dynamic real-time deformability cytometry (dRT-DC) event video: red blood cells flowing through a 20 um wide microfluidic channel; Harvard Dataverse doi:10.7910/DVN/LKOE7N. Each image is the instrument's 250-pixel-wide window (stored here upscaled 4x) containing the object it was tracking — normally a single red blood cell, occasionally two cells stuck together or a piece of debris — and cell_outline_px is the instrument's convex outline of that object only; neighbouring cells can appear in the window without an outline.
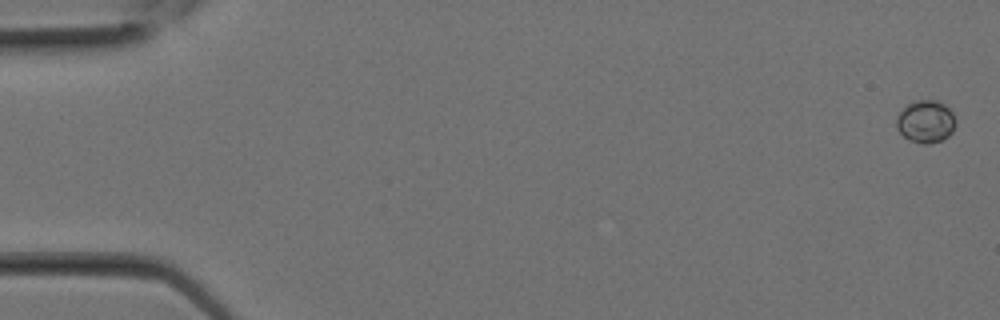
{"species": "Egyptian fruit bat (a non-hibernating species)", "species_latin": "Rousettus aegyptiacus", "temperature_condition": "room temperature", "stored_images_in_passage": 16, "camera_frame_rate_fps": 3000, "um_per_image_px": 0.085, "animal": {"sex": "female"}, "frame": {"image": 1, "passage_image": 1, "time_ms": 0.0, "image_size_px": [1000, 320], "cell_outline_px": [[956, 124], [952, 132], [948, 136], [932, 144], [924, 144], [908, 140], [896, 128], [896, 120], [900, 112], [912, 100], [936, 100], [944, 104], [952, 112], [956, 120]], "centroid_in_image_um": [78.69, 10.33], "position_along_channel_um": 6.3, "area_um2": 14.74}}
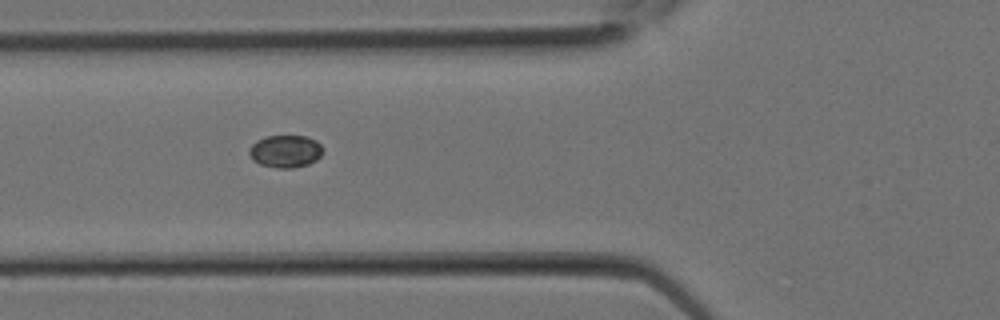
{"frame": {"image": 2, "passage_image": 10, "time_ms": 3.0, "image_size_px": [1000, 320], "cell_outline_px": [[324, 152], [316, 160], [308, 164], [292, 168], [276, 168], [260, 164], [252, 160], [248, 152], [248, 148], [256, 140], [264, 136], [308, 136], [316, 140], [324, 148]], "centroid_in_image_um": [24.26, 12.85], "position_along_channel_um": 101.5, "area_um2": 14.22}}
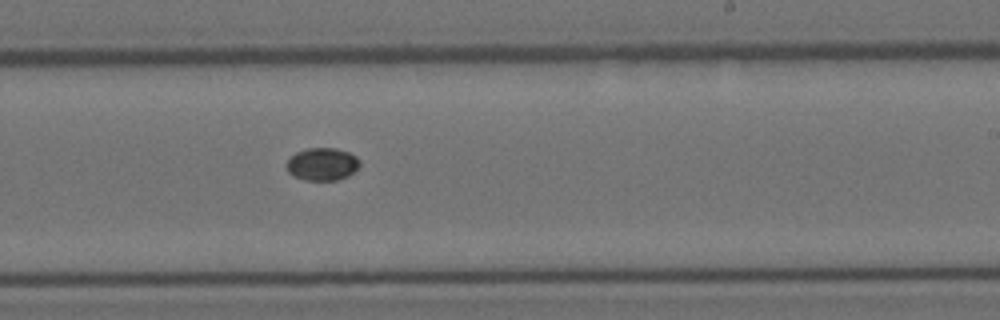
{"frame": {"image": 3, "passage_image": 16, "time_ms": 5.0, "image_size_px": [1000, 320], "cell_outline_px": [[360, 164], [348, 176], [336, 180], [304, 180], [292, 176], [288, 172], [284, 164], [296, 152], [308, 148], [336, 148], [348, 152], [356, 156], [360, 160]], "centroid_in_image_um": [27.36, 13.95], "position_along_channel_um": 261.6, "area_um2": 13.99}}